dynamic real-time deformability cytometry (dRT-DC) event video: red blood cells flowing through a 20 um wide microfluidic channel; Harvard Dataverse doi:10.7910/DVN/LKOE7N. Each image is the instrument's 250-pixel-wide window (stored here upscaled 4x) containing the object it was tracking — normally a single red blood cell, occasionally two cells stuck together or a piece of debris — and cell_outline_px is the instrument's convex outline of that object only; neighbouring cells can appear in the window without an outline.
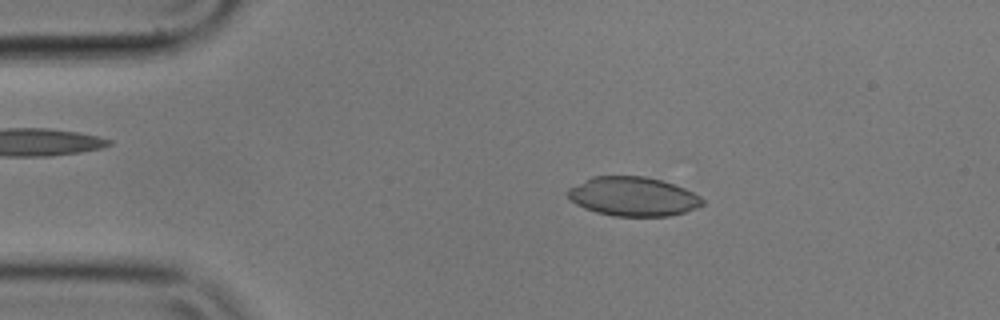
{"species": "common noctule bat (a hibernating species)", "species_latin": "Nyctalus noctula", "temperature_condition": "cold", "stored_images_in_passage": 20, "camera_frame_rate_fps": 3000, "um_per_image_px": 0.085, "animal": {"sex": "male", "body_mass_g": 17.9}, "frame": {"image": 1, "passage_image": 9, "time_ms": 2.667, "image_size_px": [1000, 320], "cell_outline_px": [[704, 204], [696, 208], [684, 212], [668, 216], [612, 216], [596, 212], [584, 208], [576, 204], [568, 196], [568, 188], [592, 176], [644, 176], [660, 180], [684, 188], [700, 196], [704, 200]], "centroid_in_image_um": [53.8, 16.7], "position_along_channel_um": 31.2, "area_um2": 30.58}}